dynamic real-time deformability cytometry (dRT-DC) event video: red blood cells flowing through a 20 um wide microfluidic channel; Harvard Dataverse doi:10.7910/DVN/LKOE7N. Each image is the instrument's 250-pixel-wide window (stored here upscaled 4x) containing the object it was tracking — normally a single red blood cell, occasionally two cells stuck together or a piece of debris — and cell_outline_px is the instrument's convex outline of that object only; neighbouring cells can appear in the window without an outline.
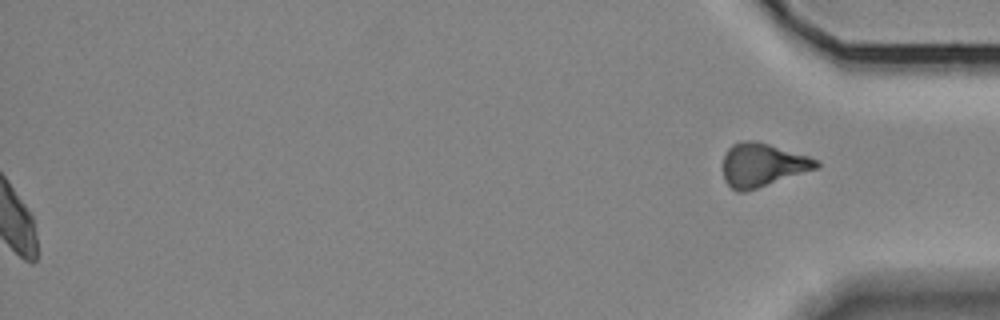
{"species": "Egyptian fruit bat (a non-hibernating species)", "species_latin": "Rousettus aegyptiacus", "temperature_condition": "room temperature", "stored_images_in_passage": 33, "segment_of_instrument_passage": [2, 2], "camera_frame_rate_fps": 3000, "um_per_image_px": 0.085, "animal": {"sex": "female"}, "frame": {"image": 1, "passage_image": 33, "time_ms": 10.667, "image_size_px": [1000, 320], "cell_outline_px": [[820, 168], [744, 192], [736, 192], [724, 180], [720, 168], [724, 156], [728, 148], [732, 144], [740, 140], [756, 140], [808, 156], [820, 160]], "centroid_in_image_um": [64.78, 14.01], "position_along_channel_um": 370.4, "area_um2": 24.1}}